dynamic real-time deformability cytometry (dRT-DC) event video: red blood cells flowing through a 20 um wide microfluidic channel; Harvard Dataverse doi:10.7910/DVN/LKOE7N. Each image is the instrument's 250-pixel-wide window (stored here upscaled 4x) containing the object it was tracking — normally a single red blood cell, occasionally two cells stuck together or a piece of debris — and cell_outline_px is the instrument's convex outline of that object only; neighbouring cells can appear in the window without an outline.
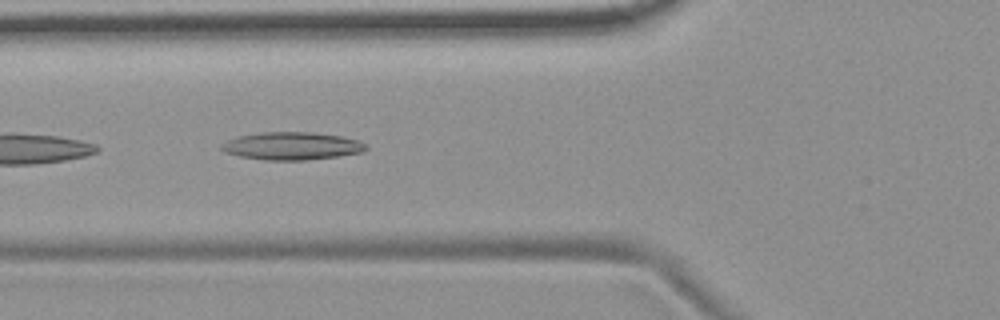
{"species": "common noctule bat (a hibernating species)", "species_latin": "Nyctalus noctula", "temperature_condition": "room temperature", "stored_images_in_passage": 6, "camera_frame_rate_fps": 3000, "um_per_image_px": 0.085, "animal": {"sex": "female", "body_mass_g": 19.9}, "frame": {"image": 1, "passage_image": 4, "time_ms": 1.0, "image_size_px": [1000, 320], "cell_outline_px": [[368, 148], [364, 152], [340, 156], [304, 160], [264, 160], [240, 156], [224, 152], [220, 148], [220, 144], [228, 140], [240, 136], [260, 132], [312, 132], [340, 136], [360, 140]], "centroid_in_image_um": [24.82, 12.41], "position_along_channel_um": 101.0, "area_um2": 23.41}}